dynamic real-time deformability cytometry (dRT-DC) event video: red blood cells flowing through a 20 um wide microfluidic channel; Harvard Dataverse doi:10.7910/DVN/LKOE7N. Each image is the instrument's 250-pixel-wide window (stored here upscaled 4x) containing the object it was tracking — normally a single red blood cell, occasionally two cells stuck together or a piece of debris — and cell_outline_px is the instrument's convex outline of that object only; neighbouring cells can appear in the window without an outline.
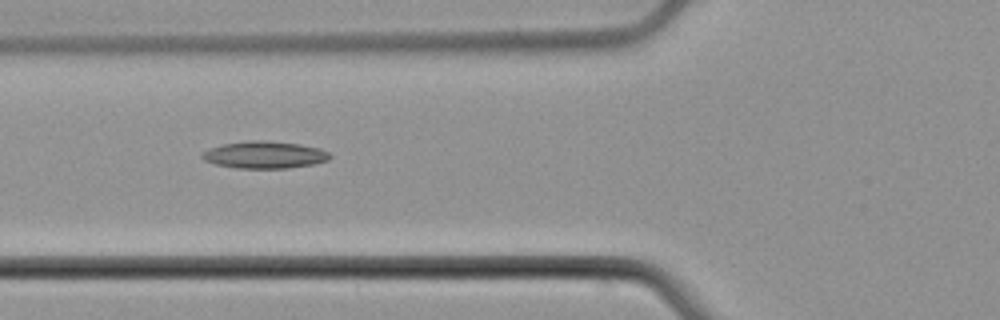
{"species": "common noctule bat (a hibernating species)", "species_latin": "Nyctalus noctula", "temperature_condition": "cold", "stored_images_in_passage": 7, "camera_frame_rate_fps": 3000, "um_per_image_px": 0.085, "animal": {"sex": "male", "body_mass_g": 21.5, "forearm_length_mm": 52.0}, "frame": {"image": 1, "passage_image": 5, "time_ms": 6.0, "image_size_px": [1000, 320], "cell_outline_px": [[332, 156], [328, 160], [312, 164], [288, 168], [236, 168], [216, 164], [204, 160], [200, 156], [200, 152], [208, 148], [224, 144], [248, 140], [264, 140], [300, 144], [320, 148], [328, 152]], "centroid_in_image_um": [22.46, 13.15], "position_along_channel_um": 103.3, "area_um2": 20.29}}
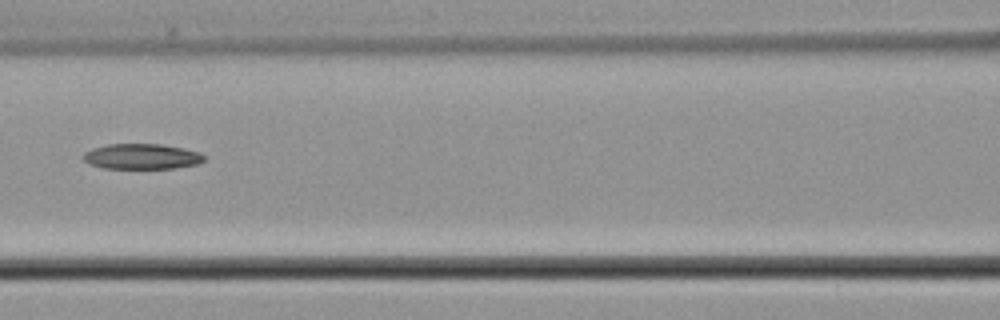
{"frame": {"image": 2, "passage_image": 6, "time_ms": 7.333, "image_size_px": [1000, 320], "cell_outline_px": [[204, 160], [196, 164], [176, 168], [104, 168], [88, 164], [80, 156], [84, 152], [92, 148], [108, 144], [160, 144], [184, 148], [200, 152], [204, 156]], "centroid_in_image_um": [12.01, 13.29], "position_along_channel_um": 154.6, "area_um2": 17.98}}
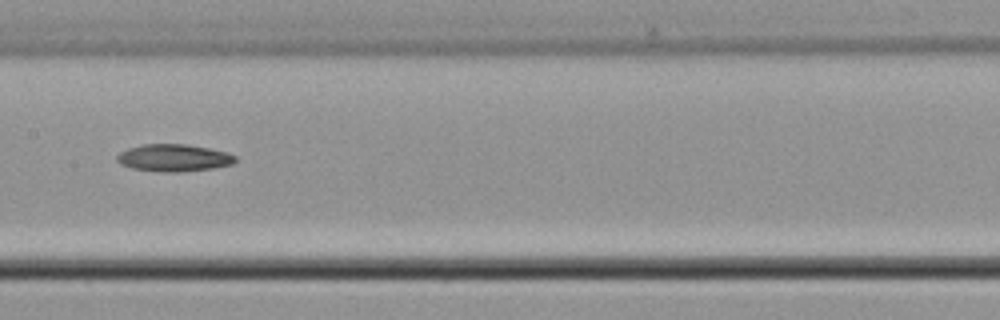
{"frame": {"image": 3, "passage_image": 7, "time_ms": 8.333, "image_size_px": [1000, 320], "cell_outline_px": [[236, 160], [232, 164], [212, 168], [180, 172], [168, 172], [132, 168], [120, 164], [116, 160], [116, 156], [120, 152], [128, 148], [144, 144], [188, 144], [212, 148], [228, 152], [236, 156]], "centroid_in_image_um": [14.79, 13.4], "position_along_channel_um": 192.6, "area_um2": 18.84}}